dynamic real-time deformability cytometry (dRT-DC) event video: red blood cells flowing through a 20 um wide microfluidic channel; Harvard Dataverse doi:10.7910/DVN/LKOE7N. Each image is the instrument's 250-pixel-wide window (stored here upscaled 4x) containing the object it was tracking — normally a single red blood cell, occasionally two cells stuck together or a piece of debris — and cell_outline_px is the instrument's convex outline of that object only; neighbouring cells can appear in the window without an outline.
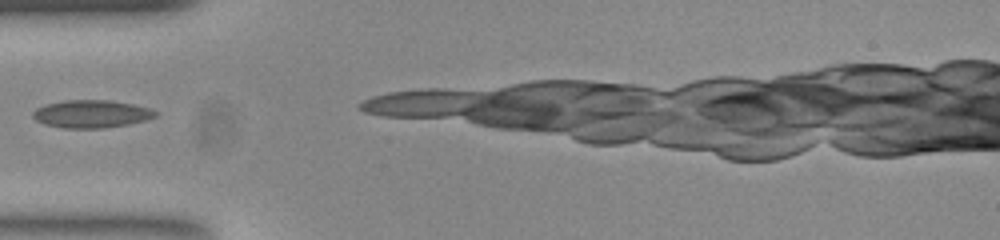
{"species": "common noctule bat (a hibernating species)", "species_latin": "Nyctalus noctula", "temperature_condition": "room temperature", "stored_images_in_passage": 6, "camera_frame_rate_fps": 3000, "um_per_image_px": 0.085, "animal": {"sex": "female", "body_mass_g": 23.0, "forearm_length_mm": 53.4}, "frame": {"image": 1, "passage_image": 1, "time_ms": 0.0, "image_size_px": [1000, 240], "cell_outline_px": [[156, 116], [144, 120], [128, 124], [100, 128], [64, 128], [44, 124], [36, 120], [32, 116], [32, 112], [36, 108], [44, 104], [64, 100], [108, 100], [132, 104], [148, 108], [156, 112]], "centroid_in_image_um": [7.7, 9.68], "position_along_channel_um": 77.3, "area_um2": 19.65}}